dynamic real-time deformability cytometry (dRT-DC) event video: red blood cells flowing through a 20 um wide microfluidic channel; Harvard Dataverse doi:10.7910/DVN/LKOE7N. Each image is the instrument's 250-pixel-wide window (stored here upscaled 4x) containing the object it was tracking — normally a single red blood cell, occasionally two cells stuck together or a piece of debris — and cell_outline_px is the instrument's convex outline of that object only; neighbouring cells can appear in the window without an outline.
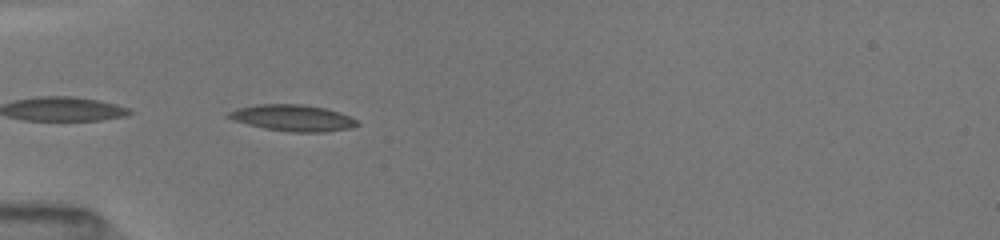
{"species": "common noctule bat (a hibernating species)", "species_latin": "Nyctalus noctula", "temperature_condition": "room temperature", "stored_images_in_passage": 21, "camera_frame_rate_fps": 3000, "um_per_image_px": 0.085, "animal": {"sex": "female", "body_mass_g": 19.5, "forearm_length_mm": 54.1}, "frame": {"image": 1, "passage_image": 19, "time_ms": 4.333, "image_size_px": [1000, 240], "cell_outline_px": [[360, 124], [352, 128], [324, 132], [288, 132], [264, 128], [232, 120], [224, 116], [228, 112], [236, 108], [256, 104], [304, 104], [324, 108], [340, 112], [356, 120]], "centroid_in_image_um": [24.85, 10.02], "position_along_channel_um": 60.1, "area_um2": 19.94}}